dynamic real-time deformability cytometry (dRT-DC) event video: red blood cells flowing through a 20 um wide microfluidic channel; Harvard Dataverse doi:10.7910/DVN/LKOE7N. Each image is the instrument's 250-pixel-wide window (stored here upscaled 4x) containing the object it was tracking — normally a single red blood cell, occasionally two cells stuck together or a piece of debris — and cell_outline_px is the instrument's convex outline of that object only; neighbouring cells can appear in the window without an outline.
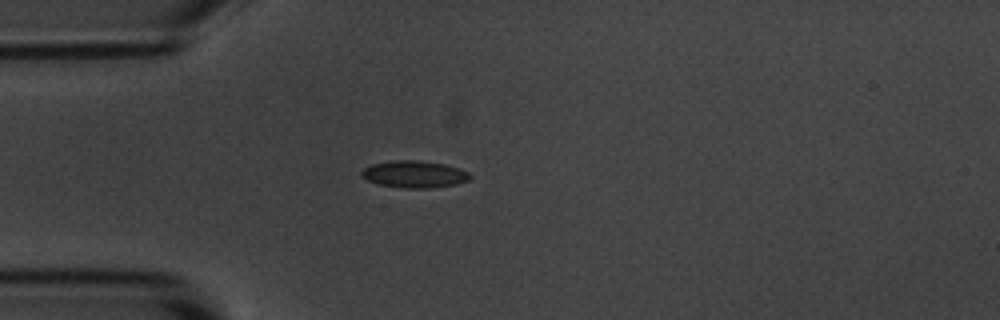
{"species": "common noctule bat (a hibernating species)", "species_latin": "Nyctalus noctula", "temperature_condition": "room temperature", "stored_images_in_passage": 41, "camera_frame_rate_fps": 3000, "um_per_image_px": 0.085, "animal": {"sex": "male", "body_mass_g": 20.1, "forearm_length_mm": 53.5}, "frame": {"image": 1, "passage_image": 1, "time_ms": 0.0, "image_size_px": [1000, 320], "cell_outline_px": [[472, 176], [468, 180], [456, 184], [428, 188], [404, 188], [380, 184], [368, 180], [360, 176], [360, 172], [364, 168], [372, 164], [396, 160], [416, 160], [444, 164], [460, 168], [468, 172]], "centroid_in_image_um": [35.22, 14.8], "position_along_channel_um": 49.8, "area_um2": 16.94}}
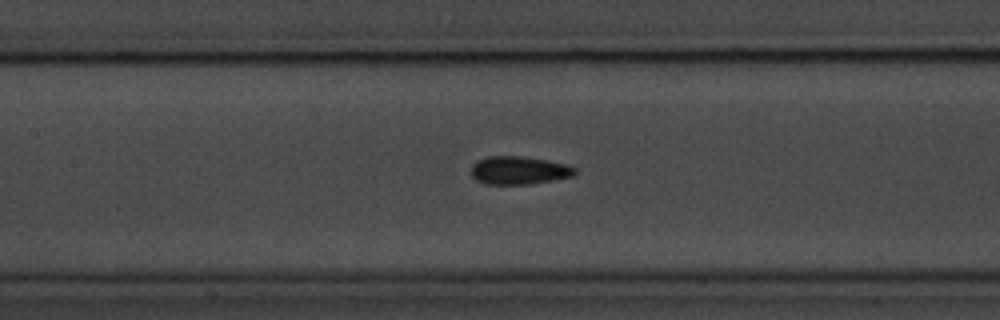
{"frame": {"image": 2, "passage_image": 11, "time_ms": 3.333, "image_size_px": [1000, 320], "cell_outline_px": [[576, 176], [528, 184], [484, 184], [476, 180], [472, 176], [472, 164], [476, 160], [488, 156], [520, 156], [548, 160], [568, 164], [576, 168]], "centroid_in_image_um": [44.12, 14.47], "position_along_channel_um": 163.3, "area_um2": 17.17}}
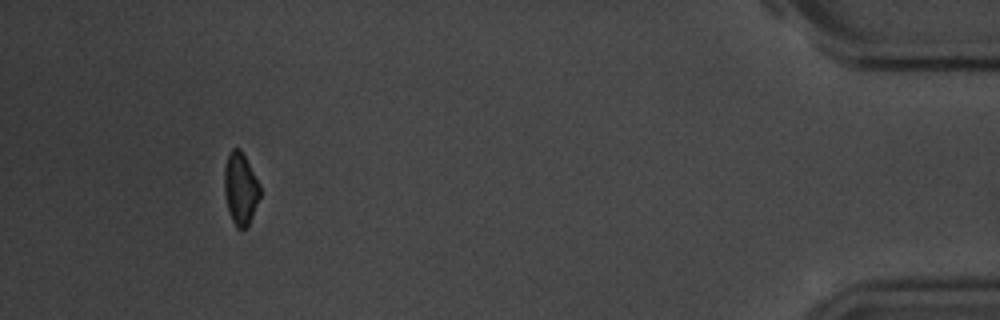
{"frame": {"image": 3, "passage_image": 37, "time_ms": 12.0, "image_size_px": [1000, 320], "cell_outline_px": [[260, 196], [252, 216], [248, 224], [244, 228], [236, 228], [232, 220], [224, 196], [224, 168], [228, 152], [232, 148], [240, 148], [260, 184]], "centroid_in_image_um": [20.42, 15.99], "position_along_channel_um": 414.8, "area_um2": 14.97}, "authors_computed_cell_mechanics": {"area_um2": 16.2996, "velocity_mm_per_s": 3.6733, "shape_relaxation_time_tau1_ms": 2.5945, "shape_relaxation_time_tau2_ms": 2.2087, "deformation_change_tau1": 0.0839, "deformation_change_tau2": 0.0799}}